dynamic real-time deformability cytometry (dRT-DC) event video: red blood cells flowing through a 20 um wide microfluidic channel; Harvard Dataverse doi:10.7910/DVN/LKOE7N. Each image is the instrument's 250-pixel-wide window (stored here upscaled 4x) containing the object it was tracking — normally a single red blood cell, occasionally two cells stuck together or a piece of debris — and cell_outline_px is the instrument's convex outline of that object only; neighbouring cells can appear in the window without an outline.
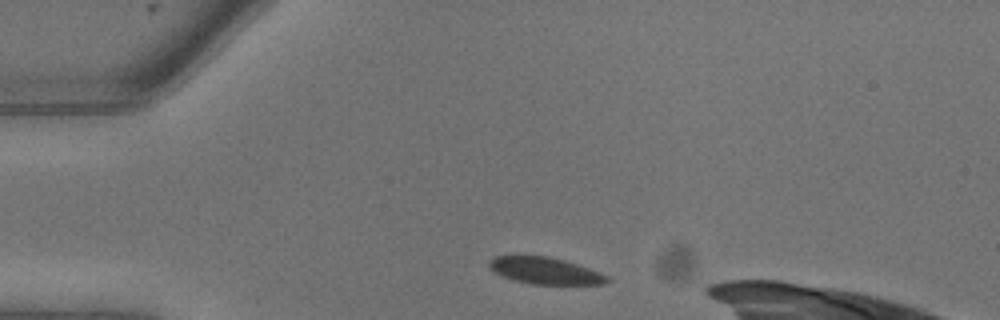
{"species": "common noctule bat (a hibernating species)", "species_latin": "Nyctalus noctula", "temperature_condition": "warm", "stored_images_in_passage": 7, "camera_frame_rate_fps": 3000, "um_per_image_px": 0.085, "animal": {"sex": "male", "body_mass_g": 13.3}, "frame": {"image": 1, "passage_image": 1, "time_ms": 0.0, "image_size_px": [1000, 320], "cell_outline_px": [[612, 280], [604, 284], [532, 284], [512, 280], [488, 268], [488, 260], [496, 256], [548, 256], [564, 260], [588, 268], [608, 276]], "centroid_in_image_um": [46.32, 23.01], "position_along_channel_um": 38.7, "area_um2": 18.26}}
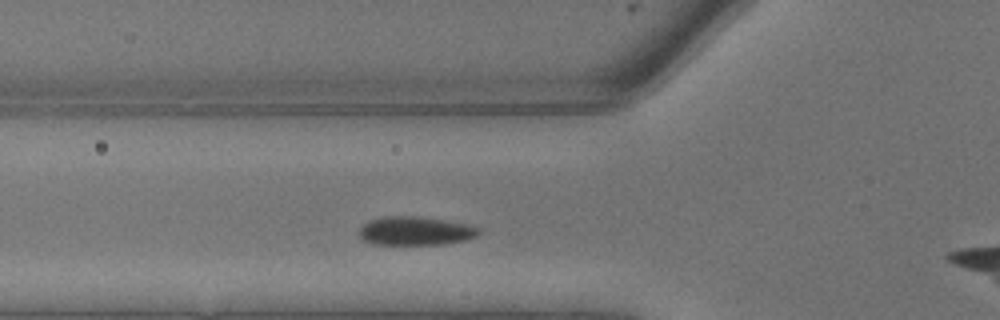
{"frame": {"image": 2, "passage_image": 4, "time_ms": 1.0, "image_size_px": [1000, 320], "cell_outline_px": [[480, 232], [476, 236], [468, 240], [440, 244], [372, 244], [364, 240], [360, 236], [360, 228], [368, 220], [384, 216], [412, 216], [444, 220], [468, 224], [480, 228]], "centroid_in_image_um": [35.32, 19.62], "position_along_channel_um": 90.5, "area_um2": 19.88}}